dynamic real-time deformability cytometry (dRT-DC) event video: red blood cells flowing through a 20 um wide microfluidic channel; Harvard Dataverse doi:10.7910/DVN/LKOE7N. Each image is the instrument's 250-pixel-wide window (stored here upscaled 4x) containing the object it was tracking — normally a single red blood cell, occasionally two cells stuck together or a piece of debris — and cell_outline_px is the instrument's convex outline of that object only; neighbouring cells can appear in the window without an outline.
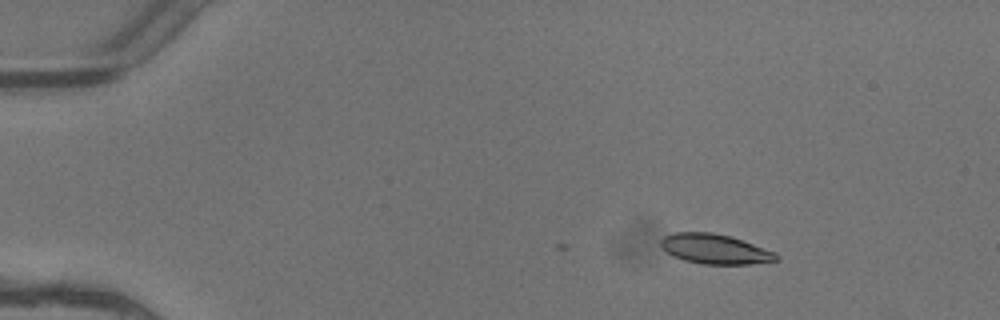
{"species": "common noctule bat (a hibernating species)", "species_latin": "Nyctalus noctula", "temperature_condition": "warm", "stored_images_in_passage": 3, "camera_frame_rate_fps": 3000, "um_per_image_px": 0.085, "animal": {"sex": "female"}, "frame": {"image": 1, "passage_image": 1, "time_ms": 0.0, "image_size_px": [1000, 320], "cell_outline_px": [[780, 256], [776, 260], [748, 264], [704, 264], [684, 260], [668, 252], [660, 244], [660, 240], [664, 236], [672, 232], [712, 232], [728, 236], [776, 252]], "centroid_in_image_um": [60.76, 21.16], "position_along_channel_um": 24.2, "area_um2": 19.71}}